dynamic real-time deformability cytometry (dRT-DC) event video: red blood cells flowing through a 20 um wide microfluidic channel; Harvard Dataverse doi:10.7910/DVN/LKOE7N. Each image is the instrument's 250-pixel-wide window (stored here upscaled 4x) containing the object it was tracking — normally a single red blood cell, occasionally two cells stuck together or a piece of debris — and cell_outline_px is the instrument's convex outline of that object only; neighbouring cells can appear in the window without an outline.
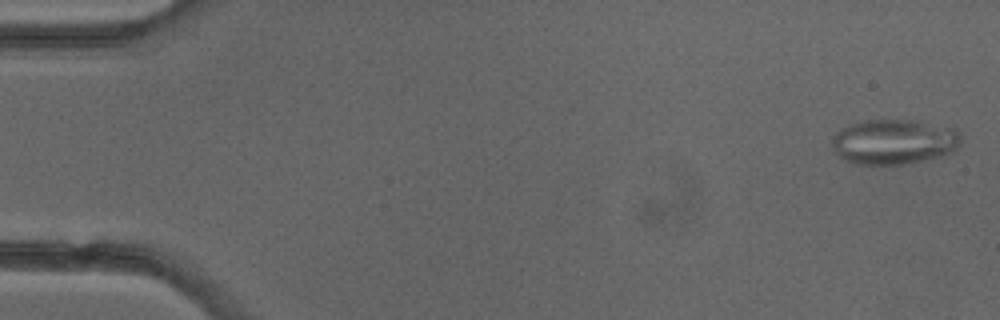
{"species": "common noctule bat (a hibernating species)", "species_latin": "Nyctalus noctula", "temperature_condition": "cold", "stored_images_in_passage": 4, "camera_frame_rate_fps": 3000, "um_per_image_px": 0.085, "animal": {"sex": "female"}, "frame": {"image": 1, "passage_image": 1, "time_ms": 0.0, "image_size_px": [1000, 320], "cell_outline_px": [[960, 144], [952, 152], [940, 156], [908, 164], [852, 164], [844, 160], [836, 152], [832, 144], [832, 136], [840, 128], [848, 124], [864, 120], [916, 120], [952, 128], [960, 136]], "centroid_in_image_um": [75.94, 12.05], "position_along_channel_um": 9.1, "area_um2": 33.93}}